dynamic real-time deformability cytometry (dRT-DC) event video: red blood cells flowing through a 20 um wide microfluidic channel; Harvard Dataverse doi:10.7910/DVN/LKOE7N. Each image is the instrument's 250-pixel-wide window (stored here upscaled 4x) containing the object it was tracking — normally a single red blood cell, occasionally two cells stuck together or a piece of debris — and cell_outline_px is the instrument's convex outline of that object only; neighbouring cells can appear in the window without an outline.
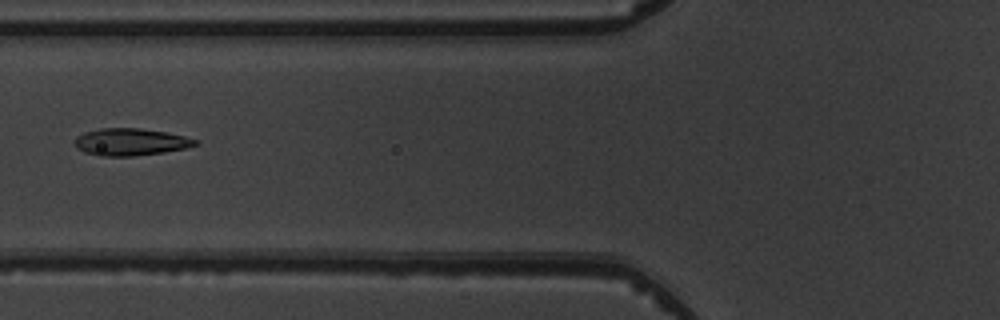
{"species": "common noctule bat (a hibernating species)", "species_latin": "Nyctalus noctula", "temperature_condition": "warm", "stored_images_in_passage": 7, "camera_frame_rate_fps": 3000, "um_per_image_px": 0.085, "animal": {"sex": "male", "body_mass_g": 19.5, "forearm_length_mm": 54.6}, "frame": {"image": 1, "passage_image": 6, "time_ms": 5.667, "image_size_px": [1000, 320], "cell_outline_px": [[200, 144], [184, 148], [164, 152], [132, 156], [100, 156], [84, 152], [76, 148], [72, 140], [76, 136], [84, 132], [100, 128], [140, 128], [168, 132], [200, 140]], "centroid_in_image_um": [11.08, 12.06], "position_along_channel_um": 114.7, "area_um2": 19.36}}
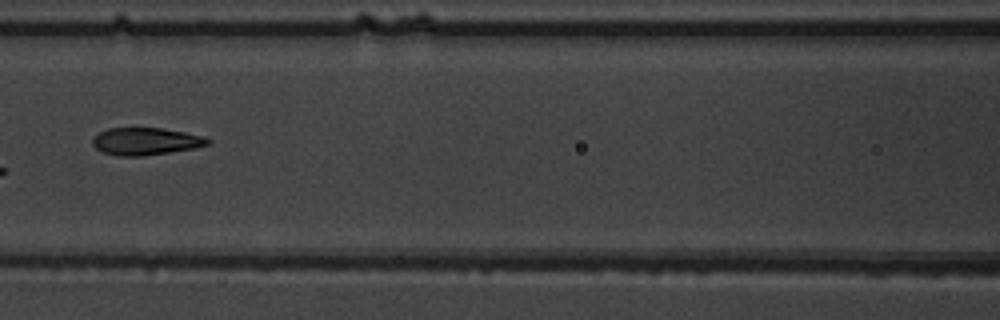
{"frame": {"image": 2, "passage_image": 7, "time_ms": 6.667, "image_size_px": [1000, 320], "cell_outline_px": [[212, 140], [208, 144], [196, 148], [140, 156], [116, 156], [104, 152], [96, 148], [92, 144], [92, 136], [108, 128], [164, 128], [204, 136]], "centroid_in_image_um": [12.38, 12.01], "position_along_channel_um": 154.2, "area_um2": 18.38}}